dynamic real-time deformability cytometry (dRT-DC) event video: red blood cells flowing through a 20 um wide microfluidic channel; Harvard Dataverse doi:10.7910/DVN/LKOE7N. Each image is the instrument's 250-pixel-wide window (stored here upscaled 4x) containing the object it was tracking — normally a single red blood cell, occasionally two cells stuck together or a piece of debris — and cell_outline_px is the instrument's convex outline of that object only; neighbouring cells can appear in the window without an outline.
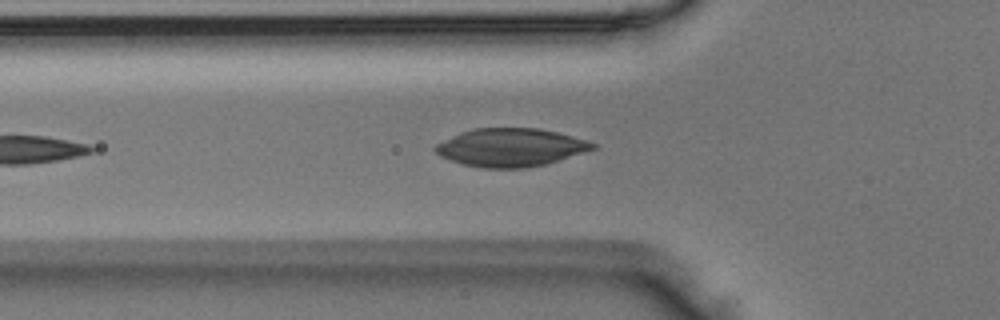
{"species": "Egyptian fruit bat (a non-hibernating species)", "species_latin": "Rousettus aegyptiacus", "temperature_condition": "room temperature", "stored_images_in_passage": 28, "camera_frame_rate_fps": 3000, "um_per_image_px": 0.085, "animal": {"sex": "male"}, "frame": {"image": 1, "passage_image": 7, "time_ms": 2.0, "image_size_px": [1000, 320], "cell_outline_px": [[596, 148], [584, 152], [544, 164], [524, 168], [480, 168], [464, 164], [440, 156], [432, 148], [436, 144], [460, 132], [472, 128], [540, 128], [572, 136], [596, 144]], "centroid_in_image_um": [43.36, 12.52], "position_along_channel_um": 82.4, "area_um2": 34.68}}
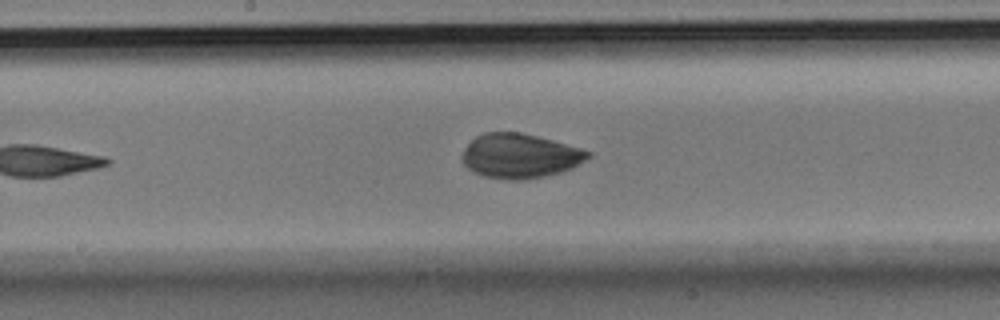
{"frame": {"image": 2, "passage_image": 16, "time_ms": 5.0, "image_size_px": [1000, 320], "cell_outline_px": [[592, 156], [572, 168], [560, 172], [544, 176], [524, 180], [504, 180], [484, 176], [472, 172], [464, 164], [460, 156], [464, 148], [476, 136], [484, 132], [520, 132], [552, 140], [580, 148], [592, 152]], "centroid_in_image_um": [44.17, 13.26], "position_along_channel_um": 204.0, "area_um2": 32.77}}
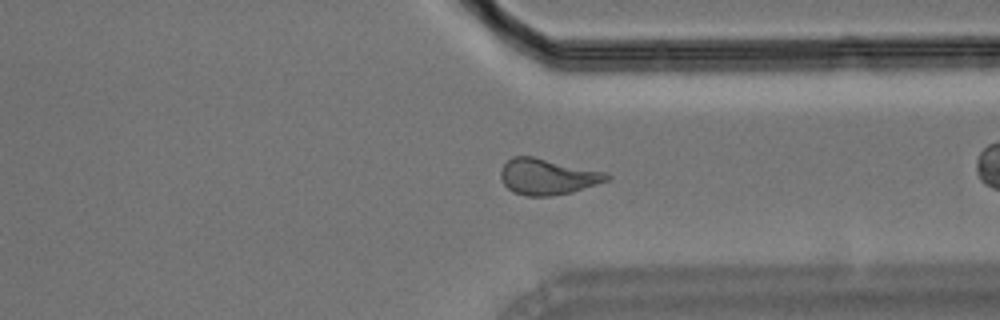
{"frame": {"image": 3, "passage_image": 25, "time_ms": 8.0, "image_size_px": [1000, 320], "cell_outline_px": [[612, 176], [608, 180], [572, 192], [548, 196], [528, 196], [512, 192], [504, 184], [500, 176], [500, 168], [512, 156], [532, 156], [604, 172]], "centroid_in_image_um": [46.49, 15.01], "position_along_channel_um": 364.9, "area_um2": 22.02}}